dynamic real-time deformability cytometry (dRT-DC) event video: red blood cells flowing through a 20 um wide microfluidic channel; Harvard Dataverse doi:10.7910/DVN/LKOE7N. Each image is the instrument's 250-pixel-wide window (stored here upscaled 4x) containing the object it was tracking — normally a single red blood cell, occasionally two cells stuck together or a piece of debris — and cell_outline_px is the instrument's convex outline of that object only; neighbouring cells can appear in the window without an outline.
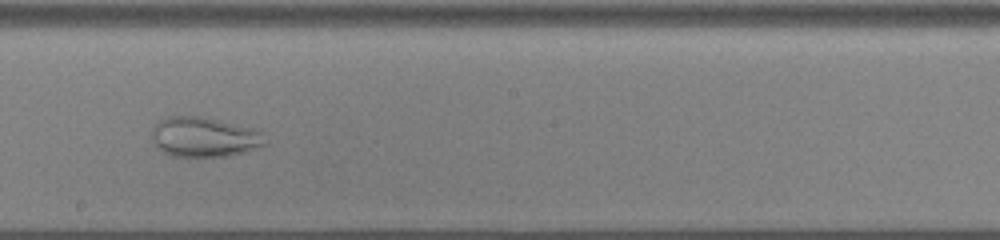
{"species": "common noctule bat (a hibernating species)", "species_latin": "Nyctalus noctula", "temperature_condition": "cold", "stored_images_in_passage": 43, "camera_frame_rate_fps": 3000, "um_per_image_px": 0.085, "animal": {"sex": "male", "body_mass_g": 13.0, "forearm_length_mm": 53.1}, "frame": {"image": 1, "passage_image": 27, "time_ms": 8.667, "image_size_px": [1000, 240], "cell_outline_px": [[268, 144], [244, 152], [228, 156], [172, 156], [164, 152], [152, 140], [152, 128], [160, 120], [168, 116], [200, 116], [256, 128], [260, 132]], "centroid_in_image_um": [17.38, 11.64], "position_along_channel_um": 230.8, "area_um2": 26.24}}
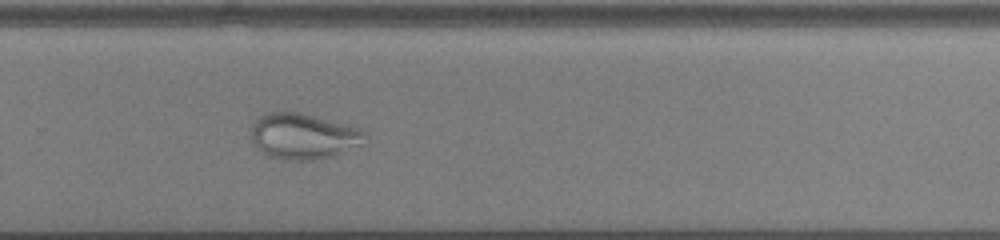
{"frame": {"image": 2, "passage_image": 33, "time_ms": 10.667, "image_size_px": [1000, 240], "cell_outline_px": [[368, 144], [332, 156], [312, 160], [288, 160], [272, 156], [256, 148], [252, 140], [252, 124], [264, 112], [300, 112], [360, 128], [368, 132]], "centroid_in_image_um": [25.87, 11.58], "position_along_channel_um": 303.9, "area_um2": 30.69}}
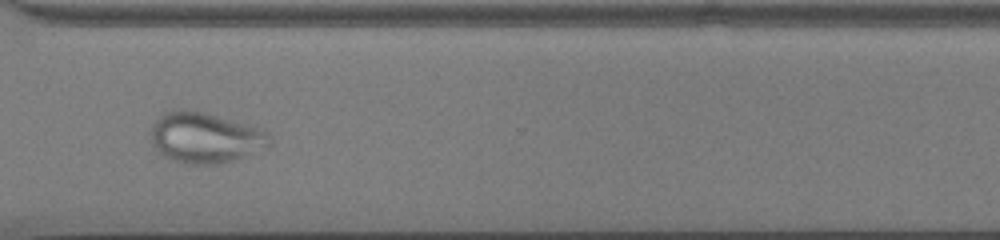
{"frame": {"image": 3, "passage_image": 37, "time_ms": 12.0, "image_size_px": [1000, 240], "cell_outline_px": [[272, 144], [232, 160], [220, 164], [184, 164], [164, 156], [152, 144], [148, 132], [152, 124], [164, 112], [204, 112], [252, 124], [264, 128], [272, 136]], "centroid_in_image_um": [17.47, 11.71], "position_along_channel_um": 353.1, "area_um2": 34.97}}